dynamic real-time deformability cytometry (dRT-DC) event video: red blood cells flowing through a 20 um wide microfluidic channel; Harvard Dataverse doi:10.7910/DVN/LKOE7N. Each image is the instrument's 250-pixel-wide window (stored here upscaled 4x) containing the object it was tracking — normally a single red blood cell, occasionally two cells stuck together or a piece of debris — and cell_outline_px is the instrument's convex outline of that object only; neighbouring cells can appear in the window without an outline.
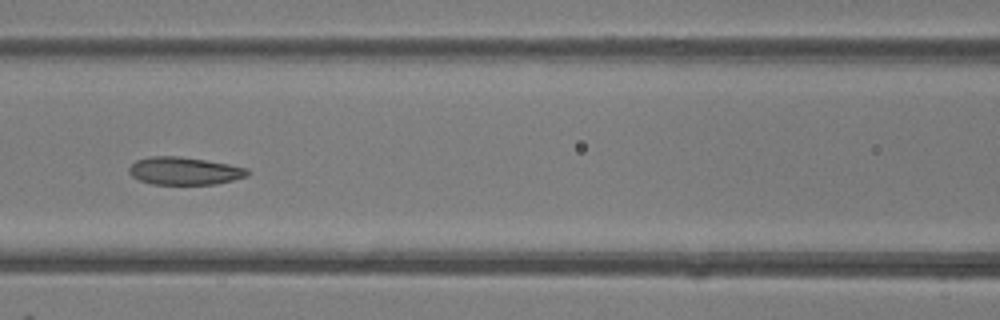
{"species": "common noctule bat (a hibernating species)", "species_latin": "Nyctalus noctula", "temperature_condition": "room temperature", "stored_images_in_passage": 50, "camera_frame_rate_fps": 3000, "um_per_image_px": 0.085, "animal": {"sex": "female"}, "frame": {"image": 1, "passage_image": 22, "time_ms": 7.0, "image_size_px": [1000, 320], "cell_outline_px": [[248, 176], [216, 184], [152, 184], [140, 180], [132, 176], [128, 172], [128, 168], [136, 160], [152, 156], [180, 156], [228, 164], [248, 168]], "centroid_in_image_um": [15.66, 14.53], "position_along_channel_um": 150.9, "area_um2": 19.02}}
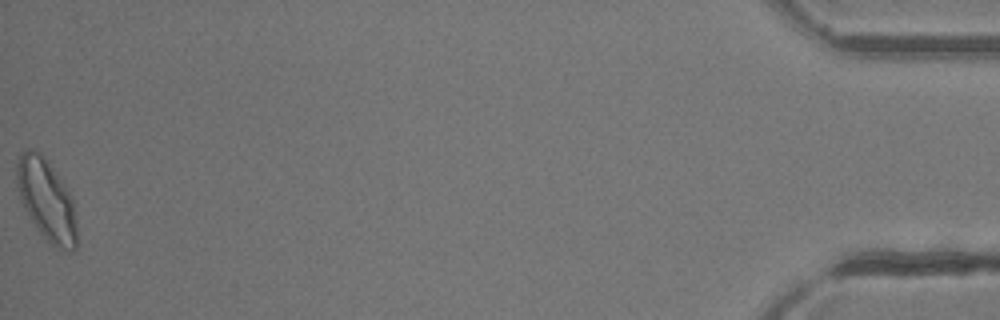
{"frame": {"image": 2, "passage_image": 50, "time_ms": 16.333, "image_size_px": [1000, 320], "cell_outline_px": [[76, 248], [68, 252], [64, 252], [48, 244], [36, 228], [20, 200], [16, 188], [16, 164], [20, 152], [24, 148], [28, 148], [40, 152], [44, 156], [72, 196], [76, 220]], "centroid_in_image_um": [3.93, 17.01], "position_along_channel_um": 431.3, "area_um2": 28.96}, "authors_computed_cell_mechanics": {"area_um2": 21.6461, "velocity_mm_per_s": 4.1158, "shape_relaxation_time_tau1_ms": 6.4621, "shape_relaxation_time_tau2_ms": 1.8592, "deformation_change_tau1": 0.1355, "deformation_change_tau2": 0.0776}}